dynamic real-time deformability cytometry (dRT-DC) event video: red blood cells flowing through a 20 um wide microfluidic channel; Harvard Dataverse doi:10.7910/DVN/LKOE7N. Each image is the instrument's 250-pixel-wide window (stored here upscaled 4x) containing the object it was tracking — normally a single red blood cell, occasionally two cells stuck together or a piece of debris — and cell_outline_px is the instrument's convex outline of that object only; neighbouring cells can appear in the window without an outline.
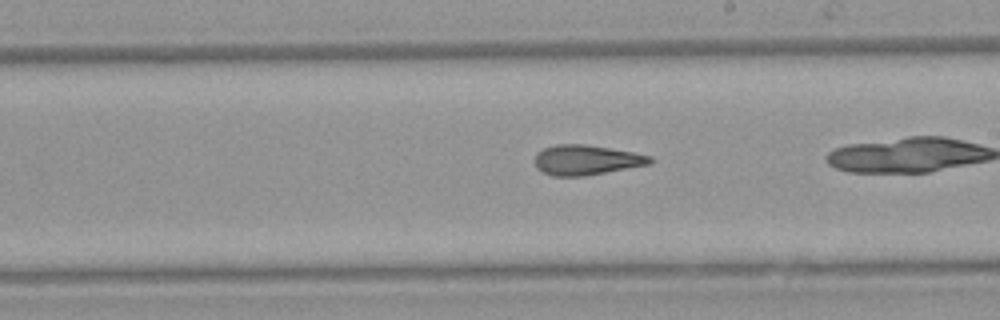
{"species": "Egyptian fruit bat (a non-hibernating species)", "species_latin": "Rousettus aegyptiacus", "temperature_condition": "warm", "stored_images_in_passage": 36, "camera_frame_rate_fps": 3000, "um_per_image_px": 0.085, "animal": {"sex": "female"}, "frame": {"image": 1, "passage_image": 26, "time_ms": 8.333, "image_size_px": [1000, 320], "cell_outline_px": [[652, 164], [584, 176], [552, 176], [536, 168], [536, 152], [544, 148], [556, 144], [584, 144], [632, 152], [652, 156]], "centroid_in_image_um": [49.84, 13.6], "position_along_channel_um": 239.2, "area_um2": 20.06}}